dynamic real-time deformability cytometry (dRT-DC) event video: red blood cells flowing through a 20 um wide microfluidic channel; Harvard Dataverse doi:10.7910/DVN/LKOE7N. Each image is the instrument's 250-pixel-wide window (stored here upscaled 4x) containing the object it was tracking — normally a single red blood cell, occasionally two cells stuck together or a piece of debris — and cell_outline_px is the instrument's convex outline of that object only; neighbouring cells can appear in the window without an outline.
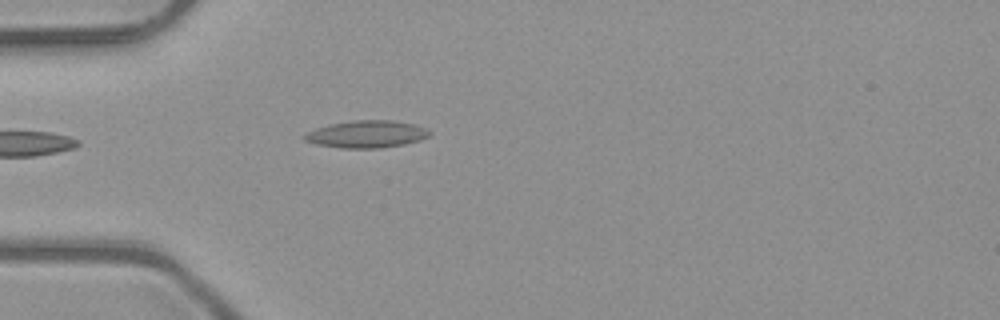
{"species": "common noctule bat (a hibernating species)", "species_latin": "Nyctalus noctula", "temperature_condition": "room temperature", "stored_images_in_passage": 1, "camera_frame_rate_fps": 3000, "um_per_image_px": 0.085, "animal": {"sex": "male", "body_mass_g": 23.1, "forearm_length_mm": 52.7}, "frame": {"image": 1, "passage_image": 1, "time_ms": 0.0, "image_size_px": [1000, 320], "cell_outline_px": [[432, 132], [428, 136], [420, 140], [404, 144], [376, 148], [340, 148], [316, 144], [304, 140], [300, 136], [316, 128], [328, 124], [352, 120], [392, 120], [416, 124], [428, 128]], "centroid_in_image_um": [31.16, 11.39], "position_along_channel_um": 53.8, "area_um2": 20.06}}